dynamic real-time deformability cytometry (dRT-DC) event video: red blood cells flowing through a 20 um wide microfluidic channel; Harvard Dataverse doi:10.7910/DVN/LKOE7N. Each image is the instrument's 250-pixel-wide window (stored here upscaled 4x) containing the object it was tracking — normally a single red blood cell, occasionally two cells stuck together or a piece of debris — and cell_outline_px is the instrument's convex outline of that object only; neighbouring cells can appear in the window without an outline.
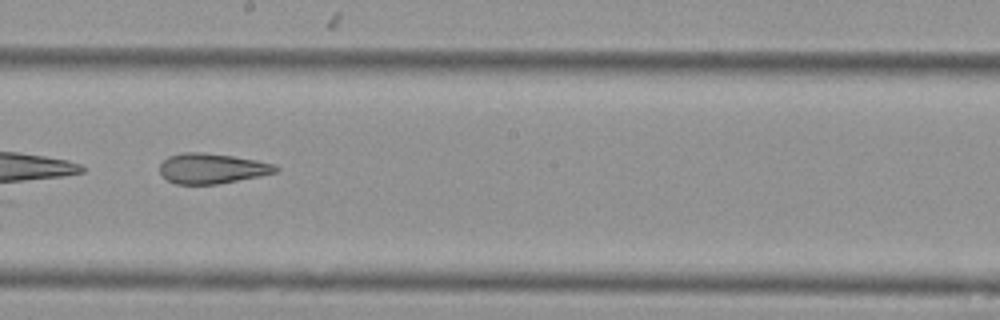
{"species": "Egyptian fruit bat (a non-hibernating species)", "species_latin": "Rousettus aegyptiacus", "temperature_condition": "cold", "stored_images_in_passage": 41, "camera_frame_rate_fps": 3000, "um_per_image_px": 0.085, "animal": {"sex": "female"}, "frame": {"image": 1, "passage_image": 18, "time_ms": 5.667, "image_size_px": [1000, 320], "cell_outline_px": [[280, 168], [276, 172], [260, 176], [216, 184], [176, 184], [168, 180], [160, 172], [160, 164], [168, 156], [180, 152], [204, 152], [232, 156], [256, 160], [276, 164]], "centroid_in_image_um": [18.02, 14.31], "position_along_channel_um": 230.2, "area_um2": 20.4}, "authors_computed_cell_mechanics": {"area_um2": 22.0218, "velocity_mm_per_s": 3.5901, "shape_relaxation_time_tau1_ms": null, "shape_relaxation_time_tau2_ms": 3.1486, "deformation_change_tau1": null, "deformation_change_tau2": 0.1349}}